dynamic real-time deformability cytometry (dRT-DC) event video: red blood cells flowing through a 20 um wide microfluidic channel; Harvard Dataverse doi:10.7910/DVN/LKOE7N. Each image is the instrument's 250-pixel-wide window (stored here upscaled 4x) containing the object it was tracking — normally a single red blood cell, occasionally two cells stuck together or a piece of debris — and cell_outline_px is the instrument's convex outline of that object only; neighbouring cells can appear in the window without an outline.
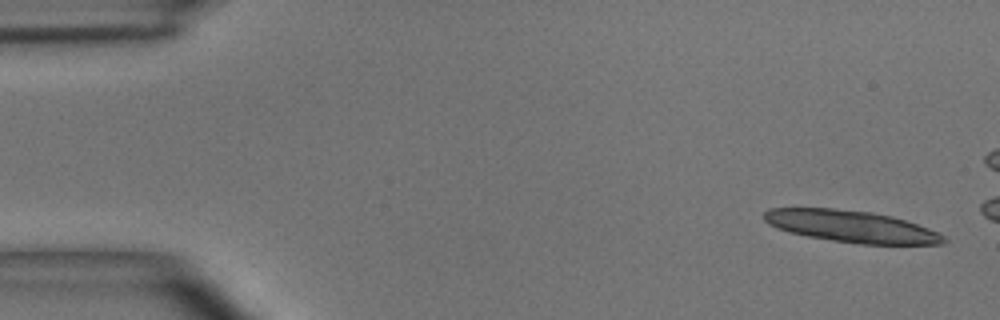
{"species": "common noctule bat (a hibernating species)", "species_latin": "Nyctalus noctula", "temperature_condition": "room temperature", "stored_images_in_passage": 5, "camera_frame_rate_fps": 3000, "um_per_image_px": 0.085, "animal": {"sex": "male", "body_mass_g": 15.6}, "frame": {"image": 1, "passage_image": 1, "time_ms": 0.0, "image_size_px": [1000, 320], "cell_outline_px": [[948, 240], [944, 244], [860, 244], [832, 240], [808, 236], [788, 232], [776, 228], [768, 224], [764, 220], [764, 212], [768, 208], [832, 208], [872, 212], [892, 216], [928, 228], [944, 236]], "centroid_in_image_um": [72.33, 19.24], "position_along_channel_um": 12.7, "area_um2": 33.23}}